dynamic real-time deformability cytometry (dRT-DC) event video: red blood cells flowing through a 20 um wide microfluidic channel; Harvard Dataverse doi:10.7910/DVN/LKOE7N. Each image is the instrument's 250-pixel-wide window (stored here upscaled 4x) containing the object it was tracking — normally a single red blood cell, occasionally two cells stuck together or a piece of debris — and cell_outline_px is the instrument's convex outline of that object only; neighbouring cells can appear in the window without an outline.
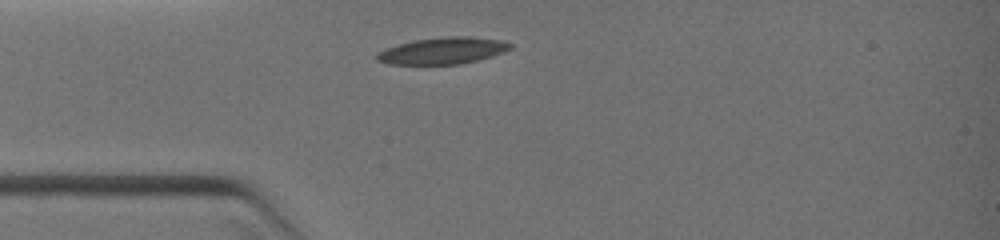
{"species": "common noctule bat (a hibernating species)", "species_latin": "Nyctalus noctula", "temperature_condition": "warm", "stored_images_in_passage": 5, "camera_frame_rate_fps": 3000, "um_per_image_px": 0.085, "animal": {"sex": "female", "body_mass_g": 19.0, "forearm_length_mm": 51.5}, "frame": {"image": 1, "passage_image": 1, "time_ms": 0.0, "image_size_px": [1000, 240], "cell_outline_px": [[512, 48], [504, 52], [492, 56], [460, 64], [388, 64], [376, 60], [376, 52], [384, 48], [416, 40], [444, 36], [468, 36], [500, 40], [512, 44]], "centroid_in_image_um": [37.62, 4.31], "position_along_channel_um": 47.4, "area_um2": 20.69}}
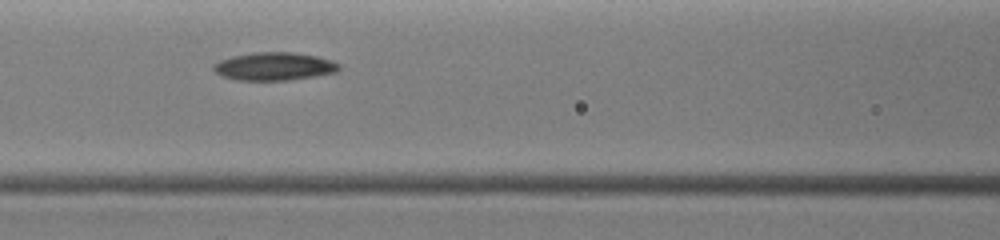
{"frame": {"image": 2, "passage_image": 4, "time_ms": 2.0, "image_size_px": [1000, 240], "cell_outline_px": [[340, 68], [336, 72], [316, 76], [288, 80], [236, 80], [220, 76], [212, 68], [212, 64], [220, 60], [232, 56], [252, 52], [292, 52], [316, 56], [332, 60], [340, 64]], "centroid_in_image_um": [23.28, 5.64], "position_along_channel_um": 143.3, "area_um2": 20.63}}
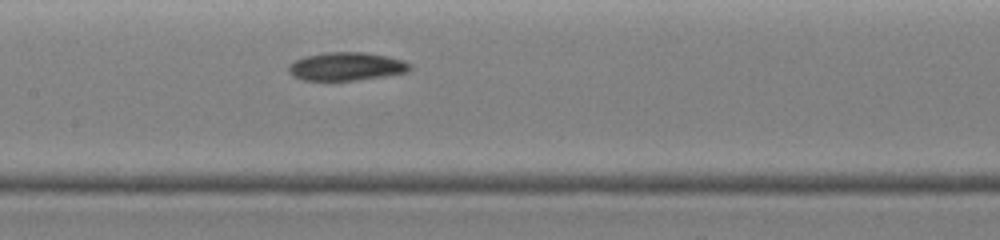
{"frame": {"image": 3, "passage_image": 5, "time_ms": 2.667, "image_size_px": [1000, 240], "cell_outline_px": [[412, 68], [408, 72], [384, 76], [356, 80], [304, 80], [292, 76], [288, 72], [288, 64], [296, 60], [308, 56], [328, 52], [364, 52], [388, 56], [404, 60], [412, 64]], "centroid_in_image_um": [29.48, 5.65], "position_along_channel_um": 177.9, "area_um2": 20.0}}